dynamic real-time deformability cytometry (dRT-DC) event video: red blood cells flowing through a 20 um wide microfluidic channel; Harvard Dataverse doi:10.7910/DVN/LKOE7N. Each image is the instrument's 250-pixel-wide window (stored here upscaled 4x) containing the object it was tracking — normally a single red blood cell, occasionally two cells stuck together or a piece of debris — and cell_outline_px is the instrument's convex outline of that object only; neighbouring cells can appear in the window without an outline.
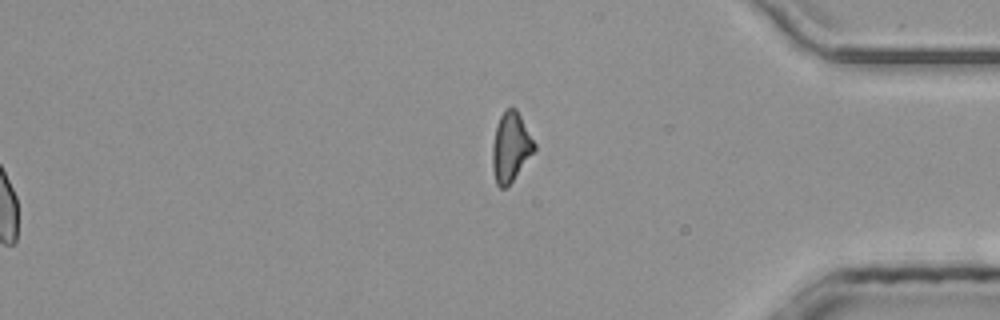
{"species": "common noctule bat (a hibernating species)", "species_latin": "Nyctalus noctula", "temperature_condition": "room temperature", "stored_images_in_passage": 53, "segment_of_instrument_passage": [2, 2], "camera_frame_rate_fps": 3000, "um_per_image_px": 0.085, "animal": {"sex": "male", "body_mass_g": 20.4}, "frame": {"image": 1, "passage_image": 53, "time_ms": 17.333, "image_size_px": [1000, 320], "cell_outline_px": [[536, 148], [508, 188], [500, 188], [496, 184], [492, 168], [492, 144], [496, 124], [500, 116], [508, 108], [516, 108], [536, 144]], "centroid_in_image_um": [43.39, 12.54], "position_along_channel_um": 391.8, "area_um2": 17.05}}